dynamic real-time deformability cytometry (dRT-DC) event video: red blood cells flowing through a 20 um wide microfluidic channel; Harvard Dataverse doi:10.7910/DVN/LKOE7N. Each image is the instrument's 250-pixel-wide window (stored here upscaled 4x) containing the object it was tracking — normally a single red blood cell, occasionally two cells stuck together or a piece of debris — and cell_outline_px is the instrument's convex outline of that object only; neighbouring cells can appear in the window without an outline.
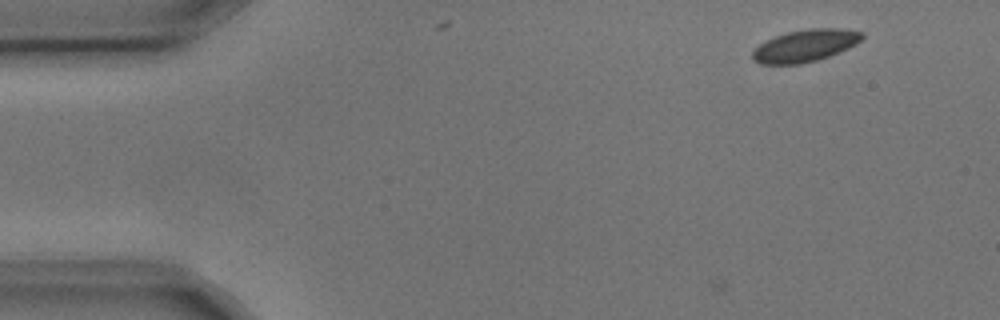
{"species": "common noctule bat (a hibernating species)", "species_latin": "Nyctalus noctula", "temperature_condition": "cold", "stored_images_in_passage": 4, "camera_frame_rate_fps": 3000, "um_per_image_px": 0.085, "animal": {"sex": "male", "body_mass_g": 17.9, "forearm_length_mm": 54.2}, "frame": {"image": 1, "passage_image": 1, "time_ms": 0.0, "image_size_px": [1000, 320], "cell_outline_px": [[864, 36], [856, 44], [848, 48], [828, 56], [816, 60], [800, 64], [760, 64], [752, 60], [752, 52], [760, 44], [776, 36], [788, 32], [808, 28], [840, 28], [864, 32]], "centroid_in_image_um": [68.45, 3.88], "position_along_channel_um": 16.6, "area_um2": 20.4}}
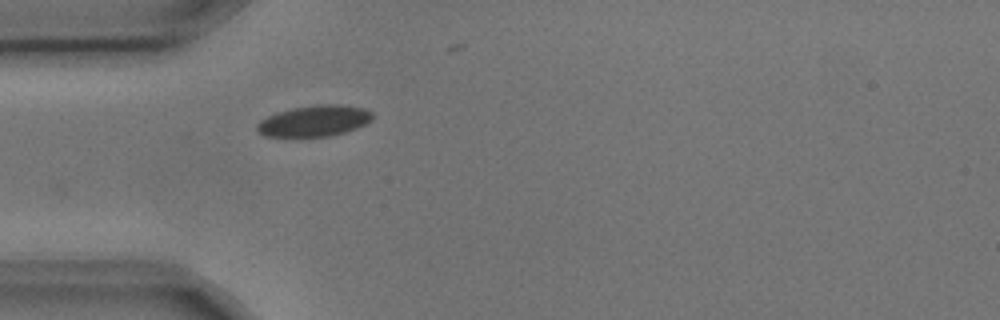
{"frame": {"image": 2, "passage_image": 4, "time_ms": 1.0, "image_size_px": [1000, 320], "cell_outline_px": [[372, 120], [356, 128], [344, 132], [328, 136], [264, 136], [256, 132], [256, 124], [260, 120], [268, 116], [292, 108], [320, 104], [340, 104], [364, 108], [372, 112]], "centroid_in_image_um": [26.7, 10.27], "position_along_channel_um": 58.3, "area_um2": 20.75}}